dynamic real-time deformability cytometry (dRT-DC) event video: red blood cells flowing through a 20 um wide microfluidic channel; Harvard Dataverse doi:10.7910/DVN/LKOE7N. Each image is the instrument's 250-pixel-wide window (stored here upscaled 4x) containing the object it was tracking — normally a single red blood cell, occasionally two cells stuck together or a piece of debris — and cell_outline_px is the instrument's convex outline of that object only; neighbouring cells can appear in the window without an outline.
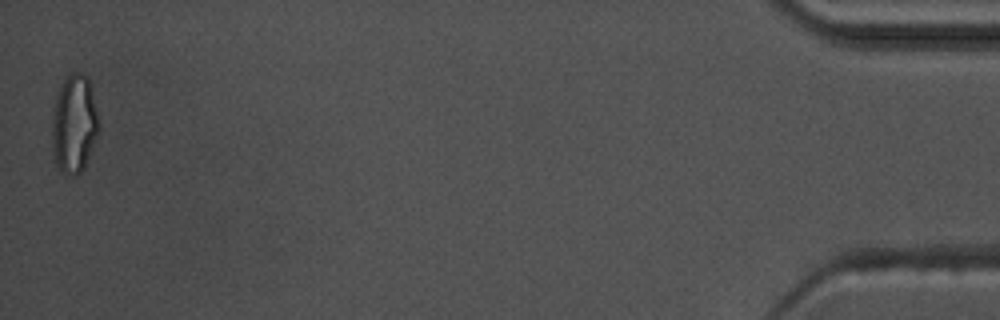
{"species": "common noctule bat (a hibernating species)", "species_latin": "Nyctalus noctula", "temperature_condition": "warm", "stored_images_in_passage": 57, "camera_frame_rate_fps": 3000, "um_per_image_px": 0.085, "animal": {"sex": "male", "body_mass_g": 17.5, "forearm_length_mm": 52.3}, "frame": {"image": 1, "passage_image": 57, "time_ms": 18.667, "image_size_px": [1000, 320], "cell_outline_px": [[100, 132], [84, 168], [76, 176], [72, 176], [64, 172], [56, 164], [52, 152], [52, 108], [56, 96], [68, 72], [80, 72], [88, 76], [100, 124]], "centroid_in_image_um": [6.31, 10.52], "position_along_channel_um": 428.9, "area_um2": 27.28}, "authors_computed_cell_mechanics": {"area_um2": 17.5134, "velocity_mm_per_s": 3.634, "shape_relaxation_time_tau1_ms": 6.5925, "shape_relaxation_time_tau2_ms": 1.3987, "deformation_change_tau1": 0.214, "deformation_change_tau2": 0.0754}}